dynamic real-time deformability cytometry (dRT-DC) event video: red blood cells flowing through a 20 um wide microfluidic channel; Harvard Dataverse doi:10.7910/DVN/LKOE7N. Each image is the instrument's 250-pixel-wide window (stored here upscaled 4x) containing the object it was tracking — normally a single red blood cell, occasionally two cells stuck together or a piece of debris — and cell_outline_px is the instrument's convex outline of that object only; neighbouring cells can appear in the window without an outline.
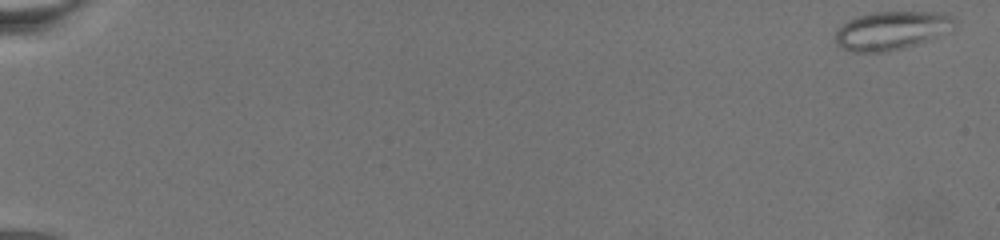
{"species": "common noctule bat (a hibernating species)", "species_latin": "Nyctalus noctula", "temperature_condition": "warm", "stored_images_in_passage": 61, "camera_frame_rate_fps": 3000, "um_per_image_px": 0.085, "animal": {"sex": "female", "body_mass_g": 19.5, "forearm_length_mm": 54.1}, "frame": {"image": 1, "passage_image": 1, "time_ms": 0.0, "image_size_px": [1000, 240], "cell_outline_px": [[956, 24], [928, 40], [916, 44], [888, 52], [852, 52], [836, 44], [836, 28], [848, 20], [860, 16], [876, 12], [944, 12], [952, 16], [956, 20]], "centroid_in_image_um": [75.74, 2.59], "position_along_channel_um": 9.3, "area_um2": 26.41}}
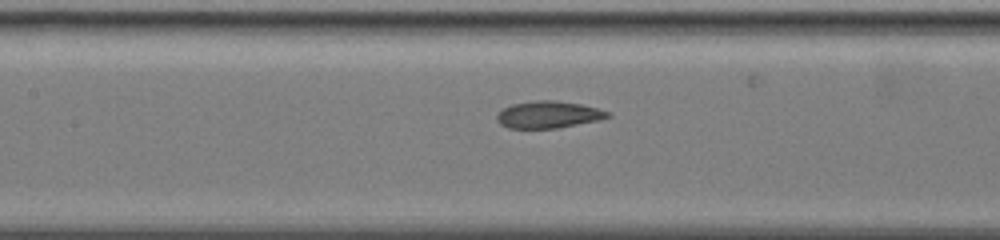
{"frame": {"image": 2, "passage_image": 37, "time_ms": 12.0, "image_size_px": [1000, 240], "cell_outline_px": [[612, 116], [600, 120], [556, 128], [508, 128], [500, 124], [496, 120], [496, 116], [504, 108], [512, 104], [536, 100], [556, 100], [580, 104], [596, 108], [608, 112]], "centroid_in_image_um": [46.6, 9.74], "position_along_channel_um": 160.8, "area_um2": 17.34}}
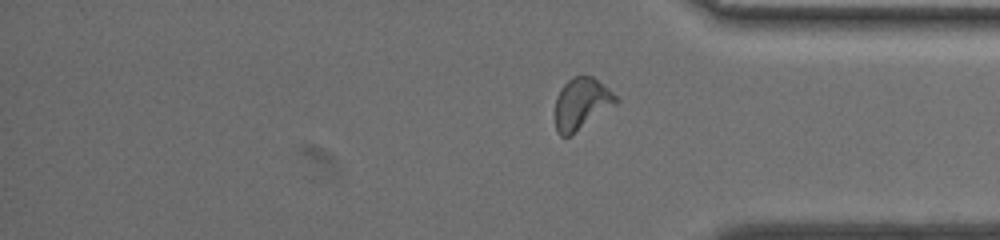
{"frame": {"image": 3, "passage_image": 60, "time_ms": 19.667, "image_size_px": [1000, 240], "cell_outline_px": [[620, 100], [616, 104], [568, 136], [560, 136], [556, 132], [556, 96], [560, 88], [572, 76], [592, 76], [604, 84]], "centroid_in_image_um": [49.42, 8.78], "position_along_channel_um": 385.8, "area_um2": 17.98}}